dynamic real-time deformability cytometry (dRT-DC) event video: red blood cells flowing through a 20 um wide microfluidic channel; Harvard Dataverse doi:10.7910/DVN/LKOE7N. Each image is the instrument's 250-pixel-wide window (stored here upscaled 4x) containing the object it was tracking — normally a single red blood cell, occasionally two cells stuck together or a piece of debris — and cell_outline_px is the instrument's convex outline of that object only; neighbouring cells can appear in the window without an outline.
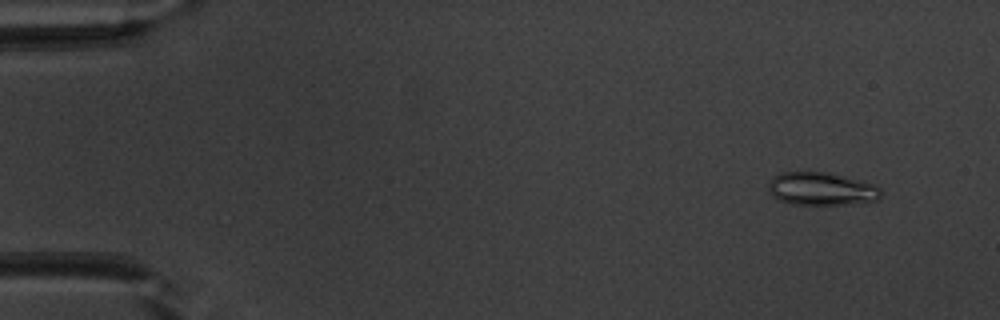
{"species": "common noctule bat (a hibernating species)", "species_latin": "Nyctalus noctula", "temperature_condition": "warm", "stored_images_in_passage": 52, "camera_frame_rate_fps": 3000, "um_per_image_px": 0.085, "animal": {"sex": "male", "body_mass_g": 20.1, "forearm_length_mm": 53.5}, "frame": {"image": 1, "passage_image": 5, "time_ms": 1.333, "image_size_px": [1000, 320], "cell_outline_px": [[880, 196], [876, 200], [852, 204], [792, 204], [780, 200], [772, 196], [768, 188], [768, 180], [772, 176], [780, 172], [828, 172], [876, 184], [880, 188]], "centroid_in_image_um": [69.79, 16.04], "position_along_channel_um": 15.2, "area_um2": 21.73}}
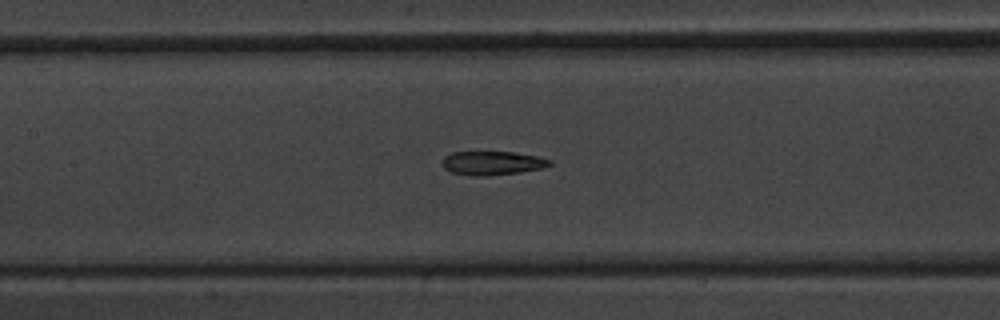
{"frame": {"image": 2, "passage_image": 25, "time_ms": 8.0, "image_size_px": [1000, 320], "cell_outline_px": [[552, 164], [540, 168], [520, 172], [488, 176], [472, 176], [452, 172], [444, 168], [440, 160], [444, 156], [452, 152], [512, 152], [536, 156], [552, 160]], "centroid_in_image_um": [41.8, 13.86], "position_along_channel_um": 165.6, "area_um2": 14.91}}
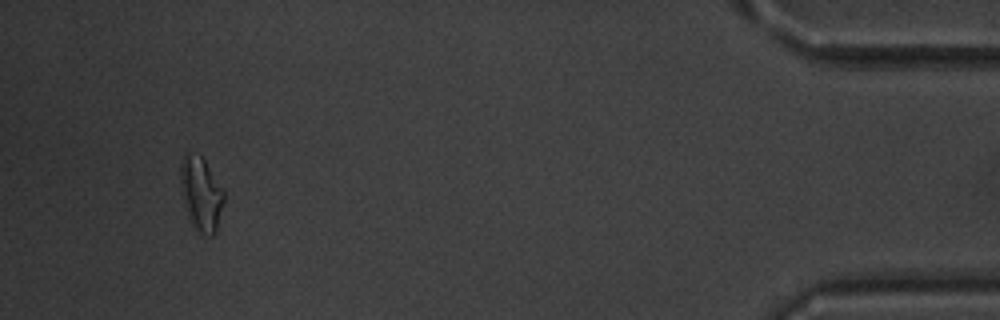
{"frame": {"image": 3, "passage_image": 49, "time_ms": 16.0, "image_size_px": [1000, 320], "cell_outline_px": [[224, 200], [216, 232], [212, 236], [208, 236], [200, 232], [192, 224], [184, 204], [180, 180], [180, 164], [184, 152], [188, 152], [200, 156], [204, 160], [224, 188]], "centroid_in_image_um": [17.1, 16.45], "position_along_channel_um": 418.1, "area_um2": 18.67}, "authors_computed_cell_mechanics": {"area_um2": 16.184, "velocity_mm_per_s": 3.9955, "shape_relaxation_time_tau1_ms": null, "shape_relaxation_time_tau2_ms": 2.3553, "deformation_change_tau1": null, "deformation_change_tau2": 0.116}}